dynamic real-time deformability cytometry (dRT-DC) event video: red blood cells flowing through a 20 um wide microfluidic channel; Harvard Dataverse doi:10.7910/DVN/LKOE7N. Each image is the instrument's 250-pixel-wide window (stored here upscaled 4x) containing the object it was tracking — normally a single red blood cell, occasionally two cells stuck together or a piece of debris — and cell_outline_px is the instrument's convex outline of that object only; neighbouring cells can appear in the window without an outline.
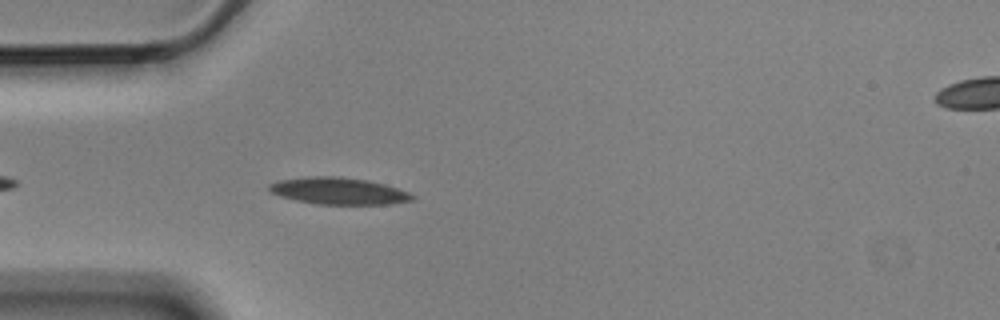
{"species": "Egyptian fruit bat (a non-hibernating species)", "species_latin": "Rousettus aegyptiacus", "temperature_condition": "cold", "stored_images_in_passage": 5, "segment_of_instrument_passage": [1, 2], "camera_frame_rate_fps": 3000, "um_per_image_px": 0.085, "animal": {"sex": "male"}, "frame": {"image": 1, "passage_image": 4, "time_ms": 1.0, "image_size_px": [1000, 320], "cell_outline_px": [[416, 196], [412, 200], [388, 204], [316, 204], [296, 200], [280, 196], [268, 192], [268, 184], [276, 180], [308, 176], [340, 176], [368, 180], [384, 184], [408, 192]], "centroid_in_image_um": [28.71, 16.22], "position_along_channel_um": 56.3, "area_um2": 22.54}}